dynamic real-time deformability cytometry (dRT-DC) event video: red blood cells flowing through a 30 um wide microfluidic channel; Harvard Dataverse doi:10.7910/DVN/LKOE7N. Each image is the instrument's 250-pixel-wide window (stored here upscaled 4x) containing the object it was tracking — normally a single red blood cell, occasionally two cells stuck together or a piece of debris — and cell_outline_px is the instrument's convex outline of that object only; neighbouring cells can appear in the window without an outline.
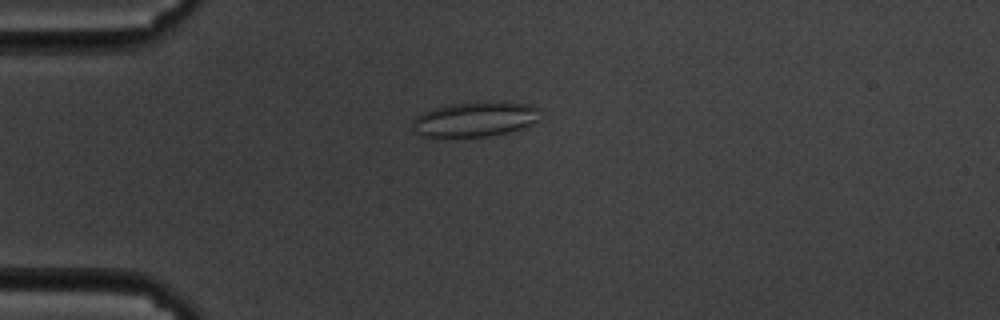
{"species": "common noctule bat (a hibernating species)", "species_latin": "Nyctalus noctula", "temperature_condition": "cold", "stored_images_in_passage": 58, "camera_frame_rate_fps": 3000, "um_per_image_px": 0.085, "animal": {"sex": "male", "body_mass_g": 19.5, "forearm_length_mm": 54.6}, "frame": {"image": 1, "passage_image": 15, "time_ms": 4.667, "image_size_px": [1000, 320], "cell_outline_px": [[540, 108], [536, 120], [520, 128], [508, 132], [488, 136], [424, 136], [416, 132], [412, 128], [412, 120], [416, 116], [424, 112], [448, 104], [476, 100], [488, 100], [528, 104]], "centroid_in_image_um": [40.35, 10.09], "position_along_channel_um": 44.6, "area_um2": 25.95}}
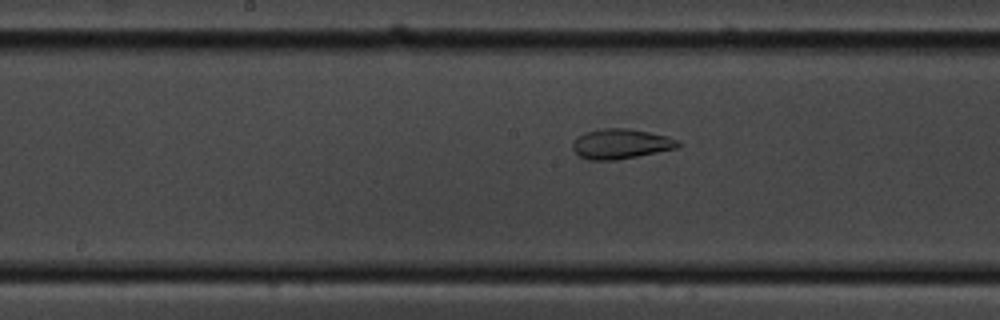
{"frame": {"image": 2, "passage_image": 30, "time_ms": 9.667, "image_size_px": [1000, 320], "cell_outline_px": [[684, 144], [676, 148], [616, 160], [588, 160], [580, 156], [572, 148], [572, 144], [576, 136], [584, 132], [604, 128], [628, 128], [668, 136], [680, 140]], "centroid_in_image_um": [52.77, 12.22], "position_along_channel_um": 195.4, "area_um2": 18.5}}
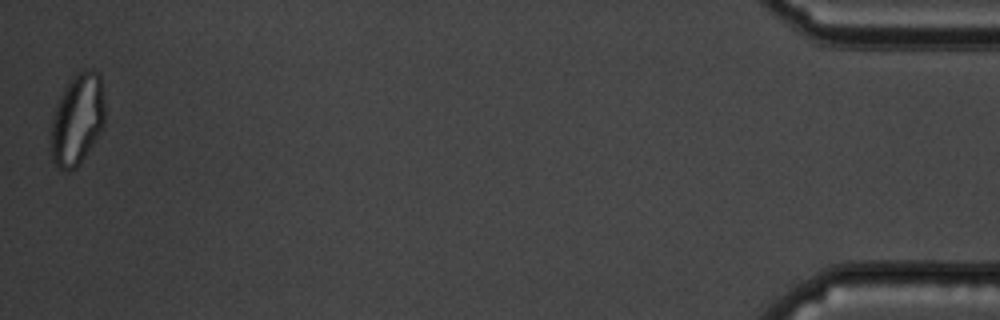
{"frame": {"image": 3, "passage_image": 58, "time_ms": 19.0, "image_size_px": [1000, 320], "cell_outline_px": [[104, 124], [100, 132], [80, 164], [76, 168], [68, 172], [64, 172], [52, 164], [52, 120], [56, 104], [64, 88], [72, 76], [76, 72], [88, 68], [92, 68], [100, 72], [104, 100]], "centroid_in_image_um": [6.58, 10.13], "position_along_channel_um": 428.6, "area_um2": 29.02}, "authors_computed_cell_mechanics": {"area_um2": 25.143, "velocity_mm_per_s": 3.4393, "shape_relaxation_time_tau1_ms": null, "shape_relaxation_time_tau2_ms": 2.0931, "deformation_change_tau1": null, "deformation_change_tau2": 0.072}}